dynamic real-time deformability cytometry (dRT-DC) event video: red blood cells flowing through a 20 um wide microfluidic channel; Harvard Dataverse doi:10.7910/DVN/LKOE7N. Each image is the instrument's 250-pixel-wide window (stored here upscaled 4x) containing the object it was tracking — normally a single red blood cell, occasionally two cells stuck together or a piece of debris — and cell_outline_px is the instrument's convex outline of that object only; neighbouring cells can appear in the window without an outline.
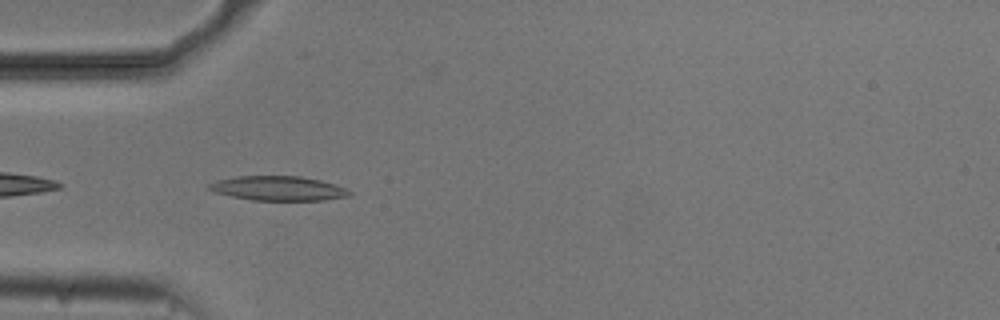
{"species": "common noctule bat (a hibernating species)", "species_latin": "Nyctalus noctula", "temperature_condition": "cold", "stored_images_in_passage": 23, "camera_frame_rate_fps": 3000, "um_per_image_px": 0.085, "animal": {"sex": "male", "body_mass_g": 20.5, "forearm_length_mm": 52.5}, "frame": {"image": 1, "passage_image": 1, "time_ms": 0.0, "image_size_px": [1000, 320], "cell_outline_px": [[352, 196], [324, 200], [252, 200], [232, 196], [216, 192], [208, 188], [208, 184], [216, 180], [236, 176], [300, 176], [320, 180], [344, 188], [352, 192]], "centroid_in_image_um": [23.66, 16.01], "position_along_channel_um": 61.3, "area_um2": 19.88}}
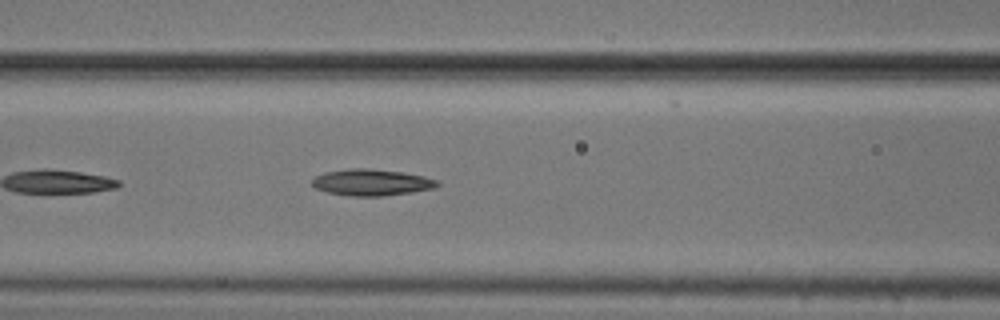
{"frame": {"image": 2, "passage_image": 7, "time_ms": 2.0, "image_size_px": [1000, 320], "cell_outline_px": [[440, 184], [436, 188], [412, 192], [384, 196], [348, 196], [328, 192], [316, 188], [312, 184], [312, 180], [316, 176], [324, 172], [348, 168], [368, 168], [400, 172], [424, 176], [436, 180]], "centroid_in_image_um": [31.58, 15.5], "position_along_channel_um": 135.0, "area_um2": 19.31}}
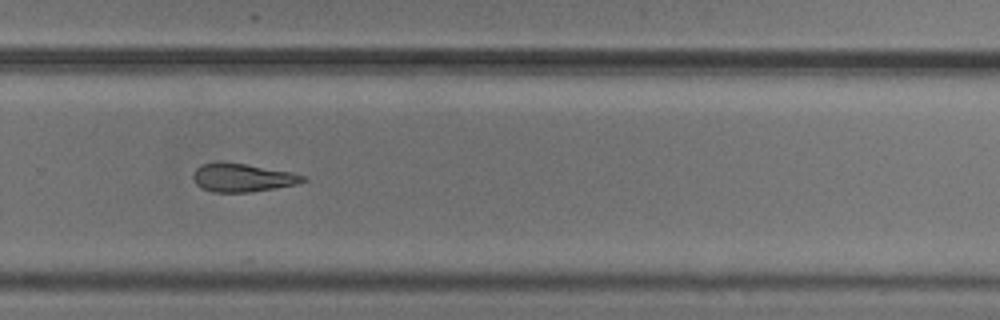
{"frame": {"image": 3, "passage_image": 21, "time_ms": 6.667, "image_size_px": [1000, 320], "cell_outline_px": [[308, 180], [296, 184], [248, 192], [212, 192], [200, 188], [196, 184], [192, 176], [196, 168], [200, 164], [220, 160], [248, 164], [292, 172], [308, 176]], "centroid_in_image_um": [20.58, 15.07], "position_along_channel_um": 309.2, "area_um2": 18.5}}